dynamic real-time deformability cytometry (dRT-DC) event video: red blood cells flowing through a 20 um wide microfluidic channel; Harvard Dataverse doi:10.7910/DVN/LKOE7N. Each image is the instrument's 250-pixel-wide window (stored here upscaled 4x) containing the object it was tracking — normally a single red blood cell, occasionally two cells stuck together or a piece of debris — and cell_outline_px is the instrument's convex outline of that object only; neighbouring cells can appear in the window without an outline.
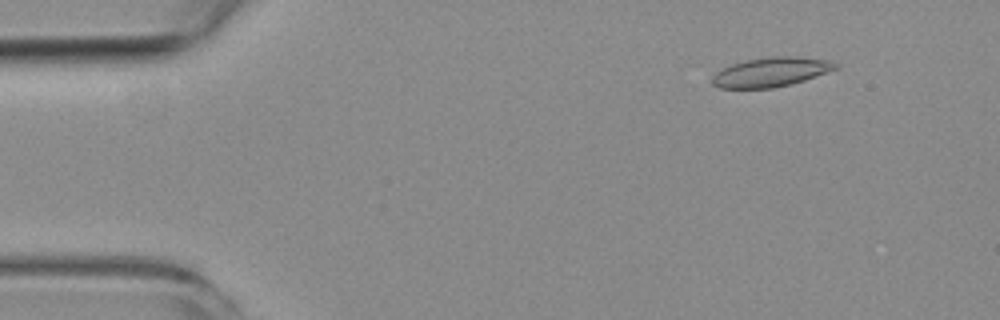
{"species": "common noctule bat (a hibernating species)", "species_latin": "Nyctalus noctula", "temperature_condition": "room temperature", "stored_images_in_passage": 9, "camera_frame_rate_fps": 3000, "um_per_image_px": 0.085, "animal": {"sex": "female", "body_mass_g": 19.3, "forearm_length_mm": 54.1}, "frame": {"image": 1, "passage_image": 1, "time_ms": 0.0, "image_size_px": [1000, 320], "cell_outline_px": [[840, 68], [804, 80], [772, 88], [720, 88], [712, 84], [712, 76], [716, 72], [732, 64], [748, 60], [776, 56], [796, 56], [828, 60], [840, 64]], "centroid_in_image_um": [65.57, 6.12], "position_along_channel_um": 19.4, "area_um2": 20.92}}
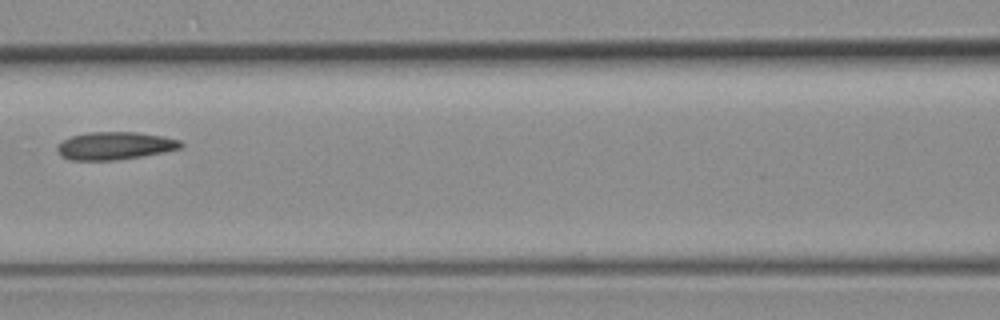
{"frame": {"image": 2, "passage_image": 6, "time_ms": 6.0, "image_size_px": [1000, 320], "cell_outline_px": [[184, 144], [180, 148], [164, 152], [140, 156], [112, 160], [68, 160], [60, 156], [56, 148], [64, 140], [72, 136], [88, 132], [136, 132], [164, 136], [180, 140]], "centroid_in_image_um": [9.76, 12.38], "position_along_channel_um": 156.8, "area_um2": 19.88}}
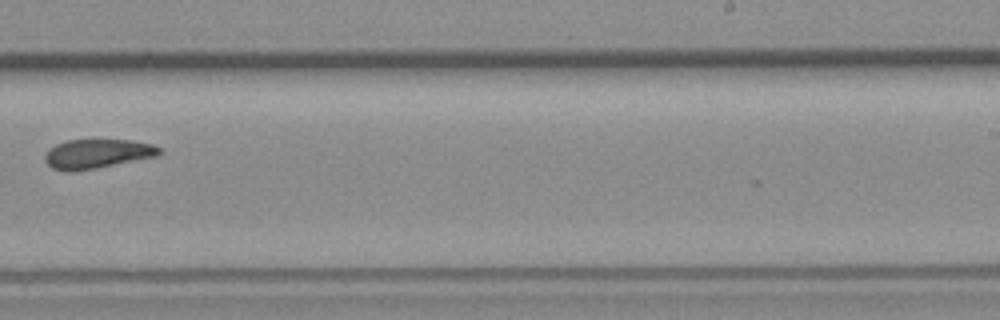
{"frame": {"image": 3, "passage_image": 9, "time_ms": 9.333, "image_size_px": [1000, 320], "cell_outline_px": [[160, 152], [156, 156], [96, 168], [68, 172], [52, 168], [44, 160], [44, 156], [48, 148], [64, 140], [132, 140], [152, 144], [160, 148]], "centroid_in_image_um": [8.2, 13.06], "position_along_channel_um": 280.8, "area_um2": 19.42}}